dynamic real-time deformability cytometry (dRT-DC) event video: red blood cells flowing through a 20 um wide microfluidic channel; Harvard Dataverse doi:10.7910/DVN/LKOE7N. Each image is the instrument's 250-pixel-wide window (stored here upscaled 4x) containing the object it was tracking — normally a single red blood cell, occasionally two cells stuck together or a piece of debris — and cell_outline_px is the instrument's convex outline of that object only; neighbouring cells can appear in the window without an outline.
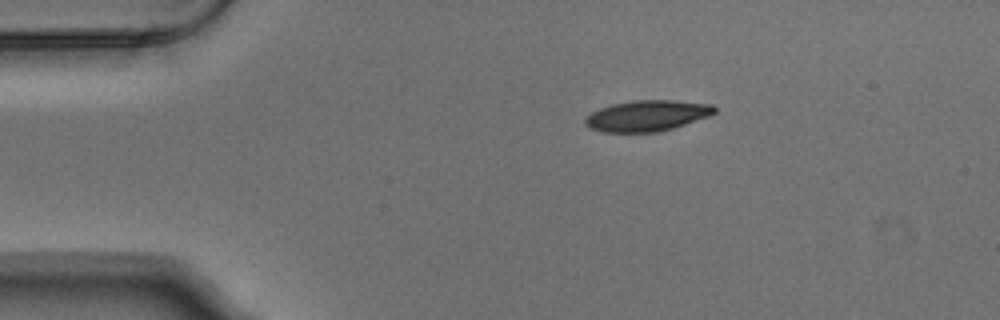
{"species": "Egyptian fruit bat (a non-hibernating species)", "species_latin": "Rousettus aegyptiacus", "temperature_condition": "warm", "stored_images_in_passage": 2, "camera_frame_rate_fps": 3000, "um_per_image_px": 0.085, "animal": {"sex": "male"}, "frame": {"image": 1, "passage_image": 1, "time_ms": 0.0, "image_size_px": [1000, 320], "cell_outline_px": [[716, 112], [712, 116], [672, 128], [656, 132], [604, 132], [592, 128], [584, 124], [584, 120], [592, 112], [600, 108], [612, 104], [636, 100], [672, 100], [712, 104], [716, 108]], "centroid_in_image_um": [55.05, 9.83], "position_along_channel_um": 30.0, "area_um2": 23.24}}